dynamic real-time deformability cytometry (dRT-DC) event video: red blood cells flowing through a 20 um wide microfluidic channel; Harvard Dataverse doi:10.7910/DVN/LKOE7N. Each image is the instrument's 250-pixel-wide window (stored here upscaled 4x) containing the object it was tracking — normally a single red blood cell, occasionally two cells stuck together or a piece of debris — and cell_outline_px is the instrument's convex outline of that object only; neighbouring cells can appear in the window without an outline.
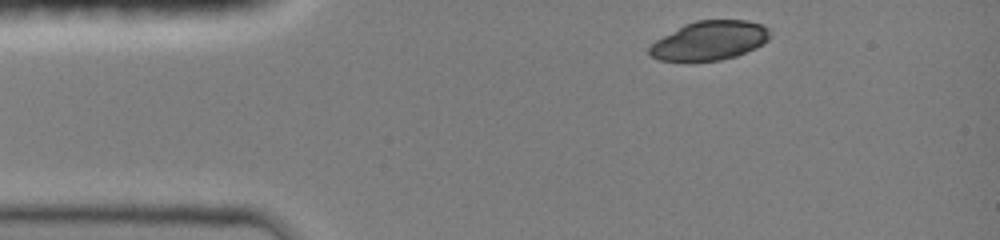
{"species": "common noctule bat (a hibernating species)", "species_latin": "Nyctalus noctula", "temperature_condition": "room temperature", "stored_images_in_passage": 4, "camera_frame_rate_fps": 3000, "um_per_image_px": 0.085, "animal": {"sex": "female", "body_mass_g": 19.0, "forearm_length_mm": 51.5}, "frame": {"image": 1, "passage_image": 1, "time_ms": 0.0, "image_size_px": [1000, 240], "cell_outline_px": [[772, 36], [768, 40], [756, 48], [736, 56], [720, 60], [656, 60], [648, 52], [648, 48], [656, 40], [684, 24], [696, 20], [748, 20], [764, 24], [768, 28]], "centroid_in_image_um": [60.36, 3.43], "position_along_channel_um": 24.6, "area_um2": 27.46}}
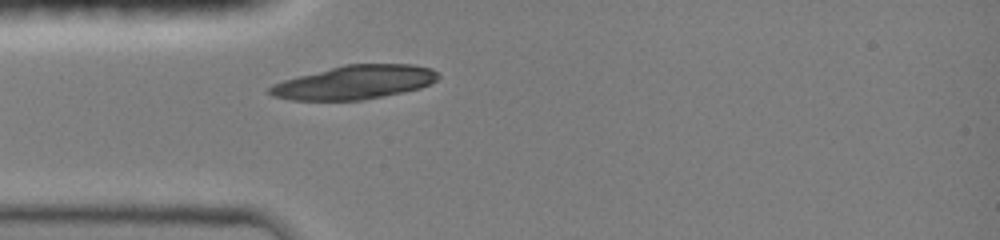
{"frame": {"image": 2, "passage_image": 4, "time_ms": 2.0, "image_size_px": [1000, 240], "cell_outline_px": [[440, 76], [436, 80], [420, 88], [360, 100], [292, 100], [272, 96], [268, 92], [268, 88], [272, 84], [284, 80], [344, 64], [412, 64], [432, 68]], "centroid_in_image_um": [30.12, 6.99], "position_along_channel_um": 54.9, "area_um2": 32.77}}